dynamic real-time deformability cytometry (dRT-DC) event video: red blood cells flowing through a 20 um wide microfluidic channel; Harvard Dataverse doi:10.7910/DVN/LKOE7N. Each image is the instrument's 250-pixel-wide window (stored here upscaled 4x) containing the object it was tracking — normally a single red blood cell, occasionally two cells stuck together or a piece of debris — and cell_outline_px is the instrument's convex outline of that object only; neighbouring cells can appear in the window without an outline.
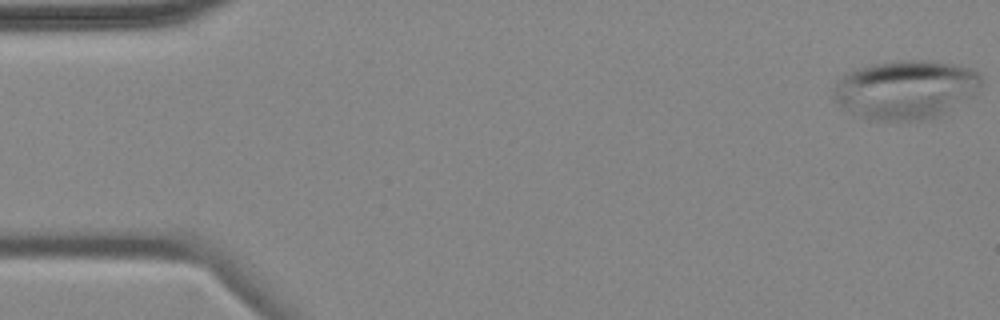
{"species": "common noctule bat (a hibernating species)", "species_latin": "Nyctalus noctula", "temperature_condition": "cold", "stored_images_in_passage": 6, "camera_frame_rate_fps": 3000, "um_per_image_px": 0.085, "animal": {"sex": "female", "body_mass_g": 18.4}, "frame": {"image": 1, "passage_image": 1, "time_ms": 0.0, "image_size_px": [1000, 320], "cell_outline_px": [[980, 84], [972, 96], [948, 112], [936, 116], [920, 120], [872, 120], [860, 116], [844, 108], [832, 100], [832, 96], [836, 84], [848, 72], [856, 68], [872, 64], [896, 60], [932, 60], [972, 68], [980, 76]], "centroid_in_image_um": [76.97, 7.6], "position_along_channel_um": 8.0, "area_um2": 50.52}}
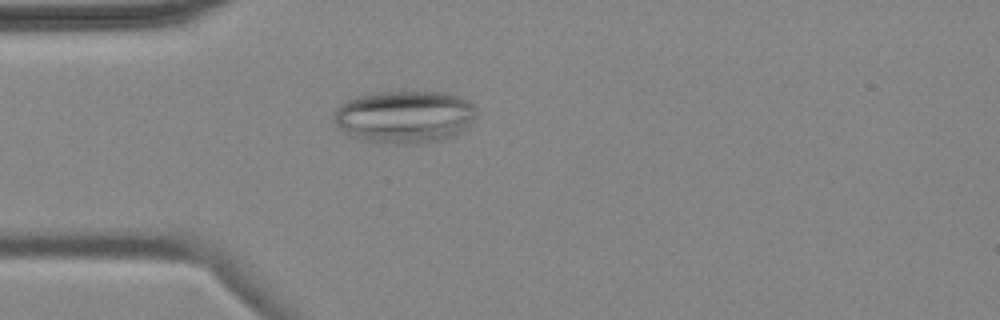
{"frame": {"image": 2, "passage_image": 5, "time_ms": 4.667, "image_size_px": [1000, 320], "cell_outline_px": [[476, 116], [468, 128], [456, 136], [444, 140], [420, 144], [368, 144], [348, 136], [332, 120], [332, 112], [336, 108], [348, 100], [356, 96], [372, 92], [448, 92], [460, 96], [468, 100], [476, 108]], "centroid_in_image_um": [34.37, 9.96], "position_along_channel_um": 50.6, "area_um2": 45.14}}